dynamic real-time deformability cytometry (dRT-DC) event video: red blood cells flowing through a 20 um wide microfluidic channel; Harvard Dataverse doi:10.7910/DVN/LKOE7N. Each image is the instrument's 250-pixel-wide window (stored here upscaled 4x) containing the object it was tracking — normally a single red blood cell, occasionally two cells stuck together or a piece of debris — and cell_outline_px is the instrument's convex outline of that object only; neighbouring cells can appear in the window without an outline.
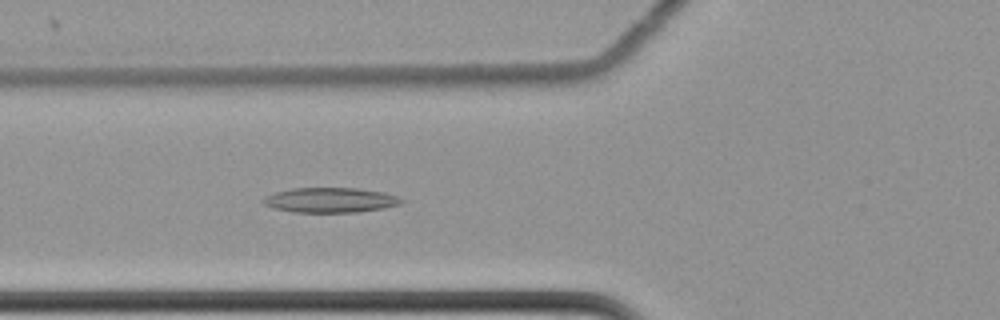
{"species": "common noctule bat (a hibernating species)", "species_latin": "Nyctalus noctula", "temperature_condition": "cold", "stored_images_in_passage": 49, "camera_frame_rate_fps": 3000, "um_per_image_px": 0.085, "animal": {"sex": "female", "body_mass_g": 22.7, "forearm_length_mm": 54.2}, "frame": {"image": 1, "passage_image": 12, "time_ms": 3.667, "image_size_px": [1000, 320], "cell_outline_px": [[404, 200], [400, 204], [384, 208], [356, 212], [292, 212], [272, 208], [264, 204], [260, 200], [264, 196], [276, 192], [292, 188], [356, 188], [384, 192], [396, 196]], "centroid_in_image_um": [28.03, 17.01], "position_along_channel_um": 97.8, "area_um2": 20.11}}
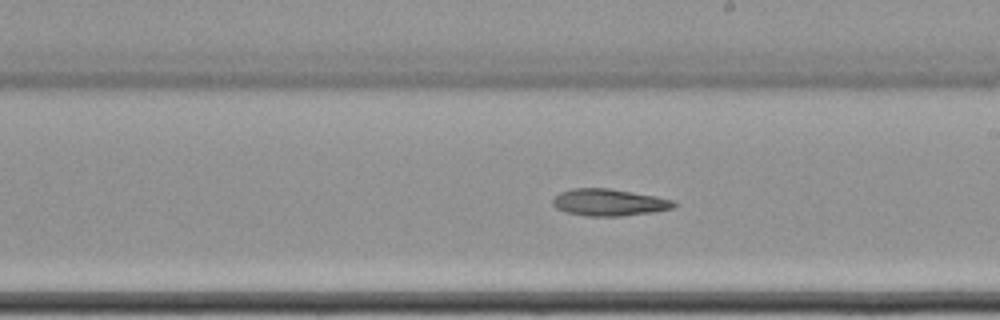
{"frame": {"image": 2, "passage_image": 24, "time_ms": 7.667, "image_size_px": [1000, 320], "cell_outline_px": [[676, 204], [672, 208], [652, 212], [620, 216], [588, 216], [568, 212], [556, 208], [552, 204], [552, 200], [560, 192], [572, 188], [608, 188], [656, 196], [676, 200]], "centroid_in_image_um": [51.77, 17.19], "position_along_channel_um": 237.2, "area_um2": 18.9}}
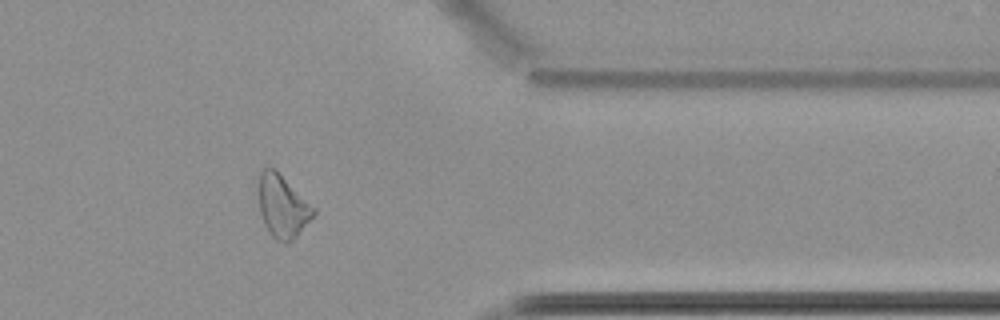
{"frame": {"image": 3, "passage_image": 38, "time_ms": 12.333, "image_size_px": [1000, 320], "cell_outline_px": [[316, 212], [296, 236], [292, 240], [284, 244], [276, 240], [268, 232], [264, 224], [260, 212], [256, 184], [260, 172], [264, 168], [276, 168], [316, 208]], "centroid_in_image_um": [23.98, 17.49], "position_along_channel_um": 387.4, "area_um2": 20.52}}